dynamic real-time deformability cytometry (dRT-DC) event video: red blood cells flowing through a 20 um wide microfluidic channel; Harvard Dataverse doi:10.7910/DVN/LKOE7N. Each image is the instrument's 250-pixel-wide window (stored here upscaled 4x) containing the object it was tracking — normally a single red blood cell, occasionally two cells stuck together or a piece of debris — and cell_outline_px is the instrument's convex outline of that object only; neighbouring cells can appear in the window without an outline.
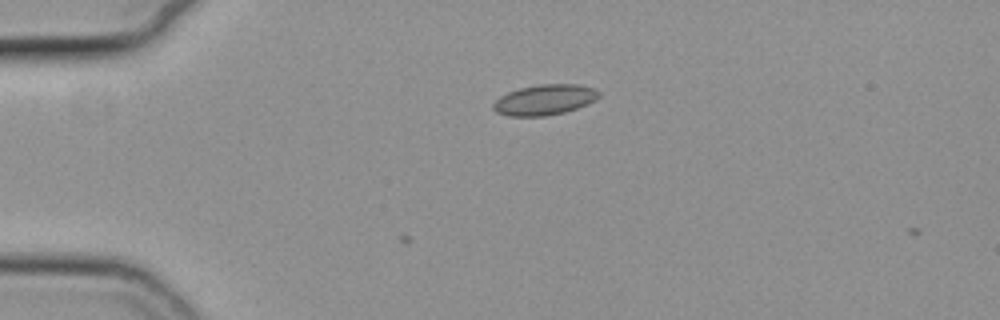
{"species": "common noctule bat (a hibernating species)", "species_latin": "Nyctalus noctula", "temperature_condition": "cold", "stored_images_in_passage": 3, "camera_frame_rate_fps": 3000, "um_per_image_px": 0.085, "animal": {"sex": "female", "body_mass_g": 19.3, "forearm_length_mm": 54.1}, "frame": {"image": 1, "passage_image": 2, "time_ms": 0.333, "image_size_px": [1000, 320], "cell_outline_px": [[600, 96], [596, 100], [588, 104], [564, 112], [544, 116], [508, 116], [496, 112], [492, 108], [492, 104], [500, 96], [508, 92], [520, 88], [540, 84], [580, 84], [596, 88], [600, 92]], "centroid_in_image_um": [46.32, 8.47], "position_along_channel_um": 38.7, "area_um2": 18.9}}